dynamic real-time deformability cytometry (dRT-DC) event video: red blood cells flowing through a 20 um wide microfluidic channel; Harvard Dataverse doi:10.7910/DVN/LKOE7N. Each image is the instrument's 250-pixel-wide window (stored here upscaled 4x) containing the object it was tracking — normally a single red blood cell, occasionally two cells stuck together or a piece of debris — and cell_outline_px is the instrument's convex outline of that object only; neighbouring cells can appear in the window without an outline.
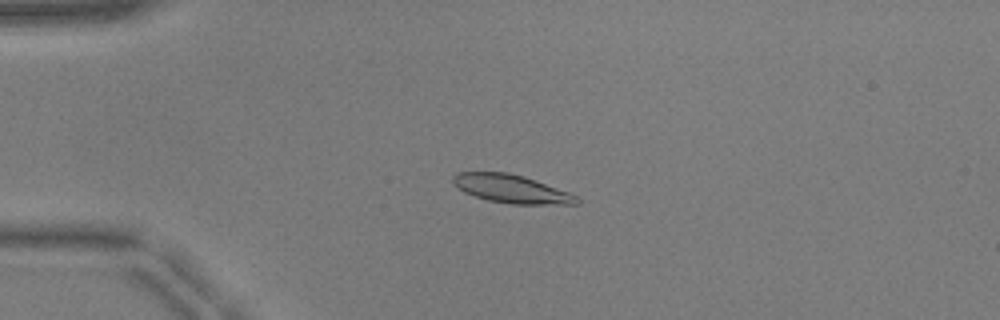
{"species": "common noctule bat (a hibernating species)", "species_latin": "Nyctalus noctula", "temperature_condition": "warm", "stored_images_in_passage": 53, "camera_frame_rate_fps": 3000, "um_per_image_px": 0.085, "animal": {"sex": "male", "body_mass_g": 17.9, "forearm_length_mm": 54.2}, "frame": {"image": 1, "passage_image": 14, "time_ms": 4.333, "image_size_px": [1000, 320], "cell_outline_px": [[580, 204], [512, 204], [488, 200], [464, 192], [452, 180], [452, 176], [456, 172], [508, 172], [524, 176], [568, 192], [576, 196], [580, 200]], "centroid_in_image_um": [43.48, 16.05], "position_along_channel_um": 41.5, "area_um2": 20.17}}
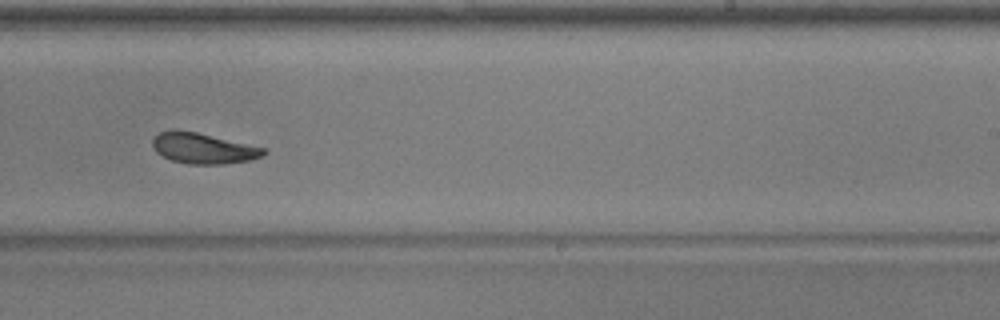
{"frame": {"image": 2, "passage_image": 34, "time_ms": 11.0, "image_size_px": [1000, 320], "cell_outline_px": [[268, 152], [260, 156], [248, 160], [224, 164], [188, 164], [172, 160], [156, 152], [152, 148], [152, 140], [160, 132], [172, 128], [196, 132], [264, 148]], "centroid_in_image_um": [17.21, 12.6], "position_along_channel_um": 271.8, "area_um2": 19.65}}
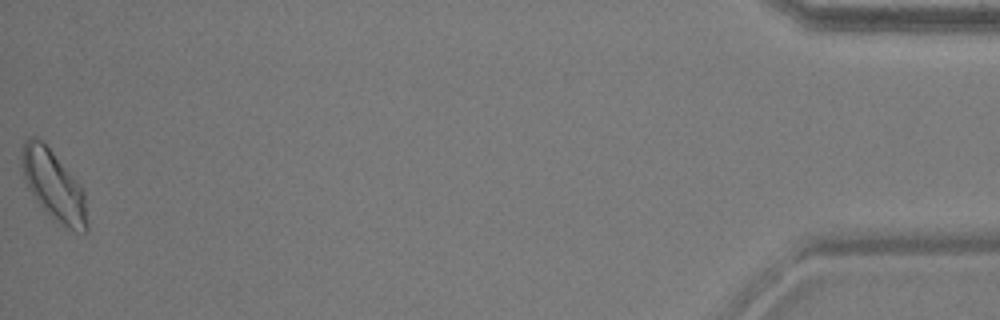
{"frame": {"image": 3, "passage_image": 53, "time_ms": 17.333, "image_size_px": [1000, 320], "cell_outline_px": [[88, 232], [76, 232], [52, 216], [36, 200], [28, 188], [24, 176], [20, 160], [20, 152], [24, 140], [28, 136], [36, 136], [52, 152], [84, 192], [88, 224]], "centroid_in_image_um": [4.53, 15.74], "position_along_channel_um": 430.7, "area_um2": 25.84}, "authors_computed_cell_mechanics": {"area_um2": 20.1722, "velocity_mm_per_s": 3.9185, "shape_relaxation_time_tau1_ms": 6.3444, "shape_relaxation_time_tau2_ms": 2.4343, "deformation_change_tau1": 0.2175, "deformation_change_tau2": 0.0737}}